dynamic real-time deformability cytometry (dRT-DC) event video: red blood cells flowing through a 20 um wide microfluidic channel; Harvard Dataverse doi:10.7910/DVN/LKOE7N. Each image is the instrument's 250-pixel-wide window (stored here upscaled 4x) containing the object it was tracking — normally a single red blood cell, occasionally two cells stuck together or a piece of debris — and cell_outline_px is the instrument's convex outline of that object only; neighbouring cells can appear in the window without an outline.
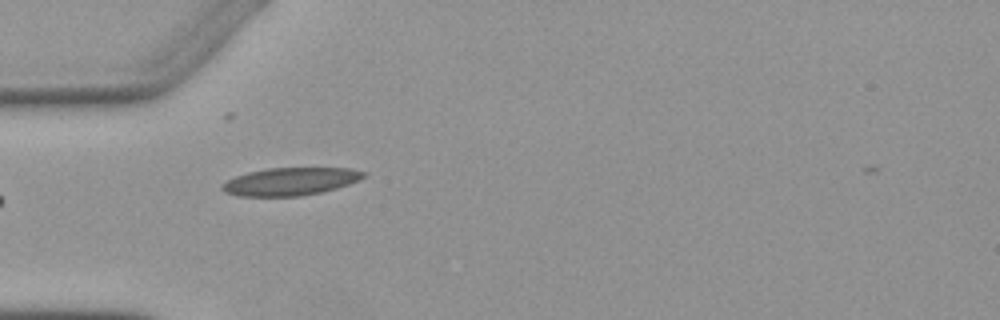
{"species": "Egyptian fruit bat (a non-hibernating species)", "species_latin": "Rousettus aegyptiacus", "temperature_condition": "warm", "stored_images_in_passage": 6, "camera_frame_rate_fps": 3000, "um_per_image_px": 0.085, "animal": {"sex": "female"}, "frame": {"image": 1, "passage_image": 5, "time_ms": 6.0, "image_size_px": [1000, 320], "cell_outline_px": [[368, 176], [360, 180], [336, 188], [320, 192], [300, 196], [236, 196], [224, 192], [220, 188], [220, 184], [236, 176], [248, 172], [268, 168], [352, 168], [368, 172]], "centroid_in_image_um": [24.7, 15.42], "position_along_channel_um": 60.3, "area_um2": 23.06}}